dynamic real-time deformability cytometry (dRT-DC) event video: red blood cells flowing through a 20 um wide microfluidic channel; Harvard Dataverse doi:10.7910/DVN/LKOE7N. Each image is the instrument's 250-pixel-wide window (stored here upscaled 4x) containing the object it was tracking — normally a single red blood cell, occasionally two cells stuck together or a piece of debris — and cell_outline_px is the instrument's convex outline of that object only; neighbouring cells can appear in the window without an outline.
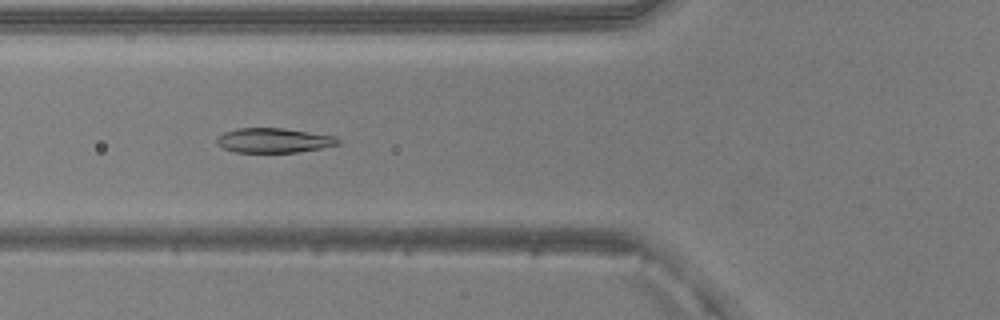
{"species": "common noctule bat (a hibernating species)", "species_latin": "Nyctalus noctula", "temperature_condition": "warm", "stored_images_in_passage": 38, "camera_frame_rate_fps": 3000, "um_per_image_px": 0.085, "animal": {"sex": "male", "body_mass_g": 20.5, "forearm_length_mm": 52.5}, "frame": {"image": 1, "passage_image": 12, "time_ms": 3.667, "image_size_px": [1000, 320], "cell_outline_px": [[340, 144], [320, 148], [296, 152], [236, 152], [224, 148], [216, 144], [216, 136], [224, 132], [236, 128], [284, 128], [336, 136], [340, 140]], "centroid_in_image_um": [23.25, 11.92], "position_along_channel_um": 102.6, "area_um2": 17.46}}
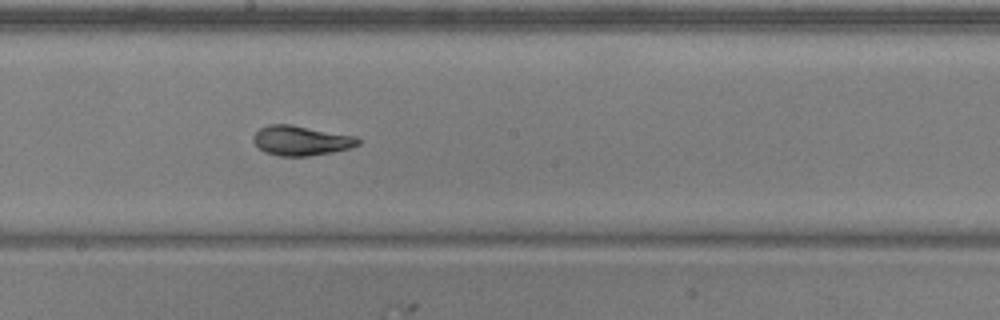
{"frame": {"image": 2, "passage_image": 21, "time_ms": 6.667, "image_size_px": [1000, 320], "cell_outline_px": [[360, 144], [348, 148], [332, 152], [308, 156], [280, 156], [264, 152], [252, 140], [252, 136], [260, 128], [268, 124], [292, 124], [356, 136], [360, 140]], "centroid_in_image_um": [25.57, 11.94], "position_along_channel_um": 222.6, "area_um2": 18.21}}
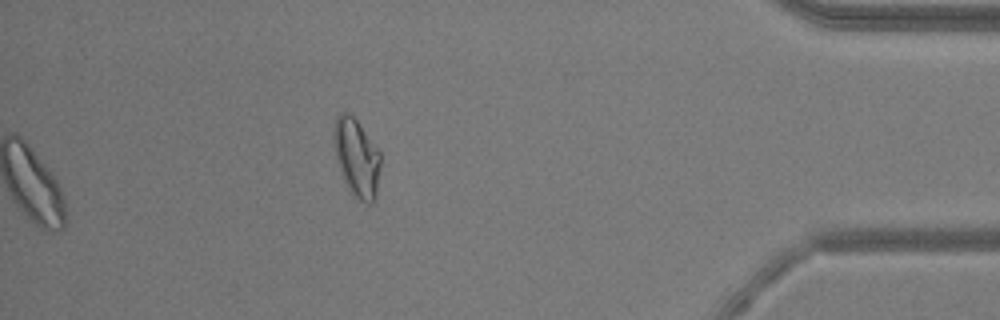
{"frame": {"image": 3, "passage_image": 38, "time_ms": 12.333, "image_size_px": [1000, 320], "cell_outline_px": [[380, 168], [376, 196], [372, 204], [368, 204], [360, 200], [352, 192], [344, 180], [336, 160], [332, 140], [332, 128], [336, 116], [340, 112], [348, 112], [356, 120], [380, 152]], "centroid_in_image_um": [30.28, 13.37], "position_along_channel_um": 404.9, "area_um2": 21.27}, "authors_computed_cell_mechanics": {"area_um2": 18.496, "velocity_mm_per_s": 3.9848, "shape_relaxation_time_tau1_ms": 4.2024, "shape_relaxation_time_tau2_ms": 1.2927, "deformation_change_tau1": 0.1847, "deformation_change_tau2": 0.0466}}